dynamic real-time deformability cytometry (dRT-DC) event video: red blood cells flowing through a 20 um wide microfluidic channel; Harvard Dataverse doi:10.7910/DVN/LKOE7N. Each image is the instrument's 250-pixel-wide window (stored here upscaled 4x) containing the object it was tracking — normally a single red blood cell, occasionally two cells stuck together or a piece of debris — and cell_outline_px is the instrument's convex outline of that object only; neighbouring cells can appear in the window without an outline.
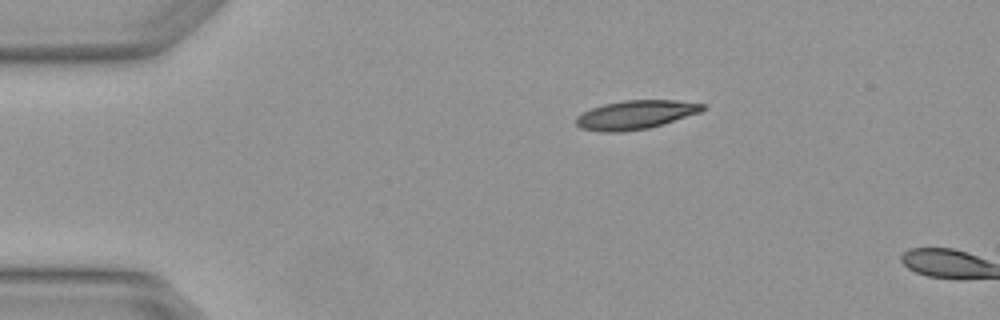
{"species": "Egyptian fruit bat (a non-hibernating species)", "species_latin": "Rousettus aegyptiacus", "temperature_condition": "warm", "stored_images_in_passage": 2, "camera_frame_rate_fps": 3000, "um_per_image_px": 0.085, "animal": {"sex": "female"}, "frame": {"image": 1, "passage_image": 1, "time_ms": 0.0, "image_size_px": [1000, 320], "cell_outline_px": [[704, 108], [700, 112], [648, 128], [620, 132], [600, 132], [580, 128], [576, 124], [576, 116], [592, 108], [604, 104], [624, 100], [676, 100], [704, 104]], "centroid_in_image_um": [53.98, 9.75], "position_along_channel_um": 31.0, "area_um2": 20.98}}